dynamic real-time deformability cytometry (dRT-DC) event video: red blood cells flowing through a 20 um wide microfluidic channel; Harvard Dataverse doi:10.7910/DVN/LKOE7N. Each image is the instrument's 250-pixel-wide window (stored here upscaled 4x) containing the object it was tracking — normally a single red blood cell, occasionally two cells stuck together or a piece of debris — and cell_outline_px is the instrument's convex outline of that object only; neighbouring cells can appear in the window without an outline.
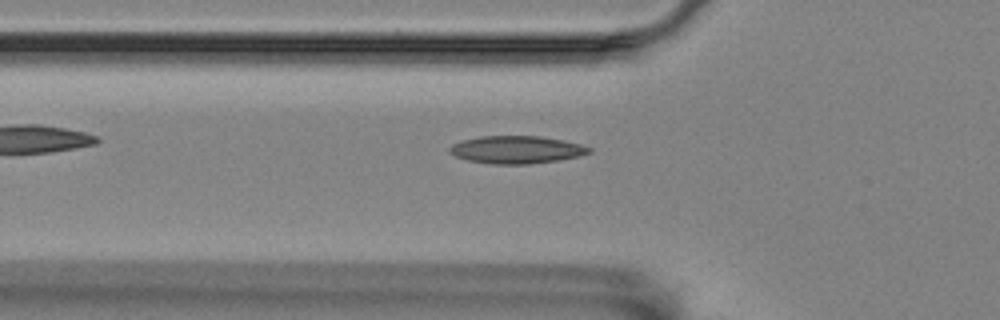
{"species": "Egyptian fruit bat (a non-hibernating species)", "species_latin": "Rousettus aegyptiacus", "temperature_condition": "room temperature", "stored_images_in_passage": 6, "camera_frame_rate_fps": 3000, "um_per_image_px": 0.085, "animal": {"sex": "female"}, "frame": {"image": 1, "passage_image": 5, "time_ms": 1.333, "image_size_px": [1000, 320], "cell_outline_px": [[592, 152], [580, 156], [556, 160], [528, 164], [492, 164], [468, 160], [456, 156], [448, 152], [448, 148], [452, 144], [464, 140], [480, 136], [540, 136], [564, 140], [580, 144], [592, 148]], "centroid_in_image_um": [43.91, 12.72], "position_along_channel_um": 81.9, "area_um2": 22.43}}
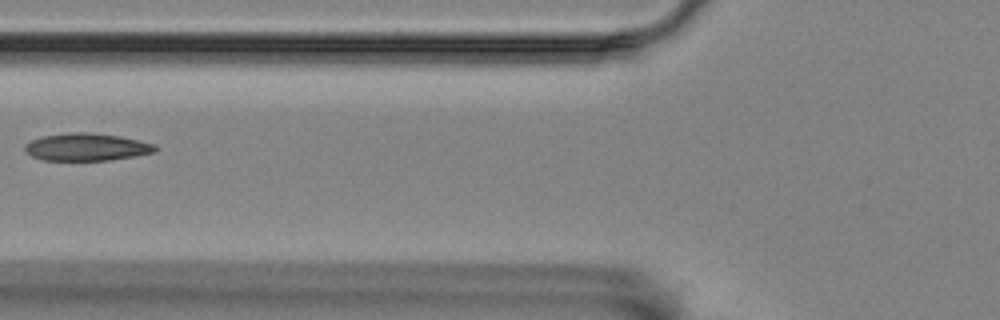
{"frame": {"image": 2, "passage_image": 6, "time_ms": 1.667, "image_size_px": [1000, 320], "cell_outline_px": [[156, 152], [136, 156], [108, 160], [44, 160], [32, 156], [24, 148], [24, 144], [32, 140], [44, 136], [76, 132], [88, 132], [120, 136], [156, 144]], "centroid_in_image_um": [7.4, 12.5], "position_along_channel_um": 118.4, "area_um2": 20.69}}